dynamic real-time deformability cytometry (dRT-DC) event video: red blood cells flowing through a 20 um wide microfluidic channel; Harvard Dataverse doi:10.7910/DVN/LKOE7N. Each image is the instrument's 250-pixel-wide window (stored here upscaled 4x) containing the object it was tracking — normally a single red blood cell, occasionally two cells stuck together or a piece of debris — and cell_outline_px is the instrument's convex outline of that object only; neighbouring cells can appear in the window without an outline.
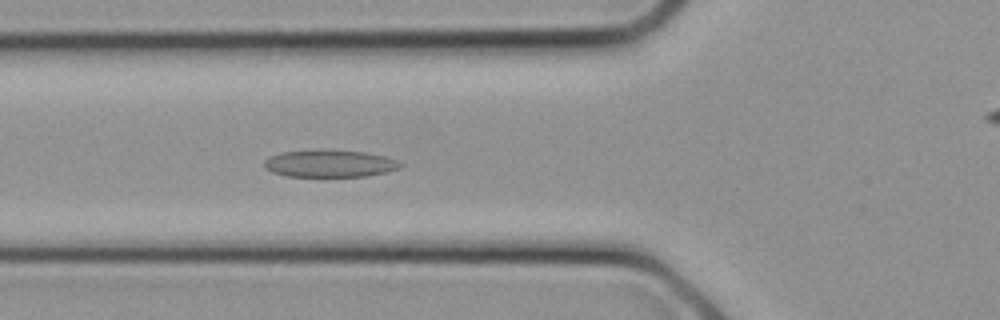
{"species": "common noctule bat (a hibernating species)", "species_latin": "Nyctalus noctula", "temperature_condition": "cold", "stored_images_in_passage": 8, "camera_frame_rate_fps": 3000, "um_per_image_px": 0.085, "animal": {"sex": "female", "body_mass_g": 21.9}, "frame": {"image": 1, "passage_image": 8, "time_ms": 2.333, "image_size_px": [1000, 320], "cell_outline_px": [[404, 164], [400, 168], [368, 176], [288, 176], [272, 172], [264, 168], [264, 160], [268, 156], [280, 152], [324, 148], [364, 152], [384, 156], [396, 160]], "centroid_in_image_um": [27.98, 13.87], "position_along_channel_um": 97.8, "area_um2": 21.96}}